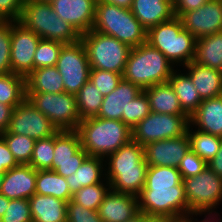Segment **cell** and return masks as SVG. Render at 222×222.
<instances>
[{
    "label": "cell",
    "mask_w": 222,
    "mask_h": 222,
    "mask_svg": "<svg viewBox=\"0 0 222 222\" xmlns=\"http://www.w3.org/2000/svg\"><path fill=\"white\" fill-rule=\"evenodd\" d=\"M104 160L105 178L111 190L138 196L145 186L148 170L144 146L131 140Z\"/></svg>",
    "instance_id": "obj_1"
},
{
    "label": "cell",
    "mask_w": 222,
    "mask_h": 222,
    "mask_svg": "<svg viewBox=\"0 0 222 222\" xmlns=\"http://www.w3.org/2000/svg\"><path fill=\"white\" fill-rule=\"evenodd\" d=\"M89 156L106 158L132 140V129L123 121L89 117L76 130Z\"/></svg>",
    "instance_id": "obj_2"
},
{
    "label": "cell",
    "mask_w": 222,
    "mask_h": 222,
    "mask_svg": "<svg viewBox=\"0 0 222 222\" xmlns=\"http://www.w3.org/2000/svg\"><path fill=\"white\" fill-rule=\"evenodd\" d=\"M174 67L164 54L146 42L131 49L122 77L144 90L167 82Z\"/></svg>",
    "instance_id": "obj_3"
},
{
    "label": "cell",
    "mask_w": 222,
    "mask_h": 222,
    "mask_svg": "<svg viewBox=\"0 0 222 222\" xmlns=\"http://www.w3.org/2000/svg\"><path fill=\"white\" fill-rule=\"evenodd\" d=\"M146 42L164 54L174 66L183 67L194 60L196 38L184 30L176 16L148 29Z\"/></svg>",
    "instance_id": "obj_4"
},
{
    "label": "cell",
    "mask_w": 222,
    "mask_h": 222,
    "mask_svg": "<svg viewBox=\"0 0 222 222\" xmlns=\"http://www.w3.org/2000/svg\"><path fill=\"white\" fill-rule=\"evenodd\" d=\"M19 22L42 39L62 44L81 39L77 30L54 12L51 3L25 0Z\"/></svg>",
    "instance_id": "obj_5"
},
{
    "label": "cell",
    "mask_w": 222,
    "mask_h": 222,
    "mask_svg": "<svg viewBox=\"0 0 222 222\" xmlns=\"http://www.w3.org/2000/svg\"><path fill=\"white\" fill-rule=\"evenodd\" d=\"M92 30L115 37L131 48L146 43L147 30L135 18L131 9L105 2L96 3Z\"/></svg>",
    "instance_id": "obj_6"
},
{
    "label": "cell",
    "mask_w": 222,
    "mask_h": 222,
    "mask_svg": "<svg viewBox=\"0 0 222 222\" xmlns=\"http://www.w3.org/2000/svg\"><path fill=\"white\" fill-rule=\"evenodd\" d=\"M91 68L122 74L131 47L115 37L90 30L81 35Z\"/></svg>",
    "instance_id": "obj_7"
},
{
    "label": "cell",
    "mask_w": 222,
    "mask_h": 222,
    "mask_svg": "<svg viewBox=\"0 0 222 222\" xmlns=\"http://www.w3.org/2000/svg\"><path fill=\"white\" fill-rule=\"evenodd\" d=\"M139 211L147 216L169 217L177 221L188 214L184 186L143 188L138 195Z\"/></svg>",
    "instance_id": "obj_8"
},
{
    "label": "cell",
    "mask_w": 222,
    "mask_h": 222,
    "mask_svg": "<svg viewBox=\"0 0 222 222\" xmlns=\"http://www.w3.org/2000/svg\"><path fill=\"white\" fill-rule=\"evenodd\" d=\"M26 98L43 113L58 131H75L81 121L76 95L63 93H26Z\"/></svg>",
    "instance_id": "obj_9"
},
{
    "label": "cell",
    "mask_w": 222,
    "mask_h": 222,
    "mask_svg": "<svg viewBox=\"0 0 222 222\" xmlns=\"http://www.w3.org/2000/svg\"><path fill=\"white\" fill-rule=\"evenodd\" d=\"M189 212H214L222 202V177L208 166L196 176L183 178Z\"/></svg>",
    "instance_id": "obj_10"
},
{
    "label": "cell",
    "mask_w": 222,
    "mask_h": 222,
    "mask_svg": "<svg viewBox=\"0 0 222 222\" xmlns=\"http://www.w3.org/2000/svg\"><path fill=\"white\" fill-rule=\"evenodd\" d=\"M188 115H171L150 112L132 128V140L142 146L167 138L182 137L189 127Z\"/></svg>",
    "instance_id": "obj_11"
},
{
    "label": "cell",
    "mask_w": 222,
    "mask_h": 222,
    "mask_svg": "<svg viewBox=\"0 0 222 222\" xmlns=\"http://www.w3.org/2000/svg\"><path fill=\"white\" fill-rule=\"evenodd\" d=\"M55 67L60 72L65 92L76 95L90 77V64L81 40L64 44Z\"/></svg>",
    "instance_id": "obj_12"
},
{
    "label": "cell",
    "mask_w": 222,
    "mask_h": 222,
    "mask_svg": "<svg viewBox=\"0 0 222 222\" xmlns=\"http://www.w3.org/2000/svg\"><path fill=\"white\" fill-rule=\"evenodd\" d=\"M9 133L25 135L34 140L45 139L54 135L58 130L51 121L26 98L12 112Z\"/></svg>",
    "instance_id": "obj_13"
},
{
    "label": "cell",
    "mask_w": 222,
    "mask_h": 222,
    "mask_svg": "<svg viewBox=\"0 0 222 222\" xmlns=\"http://www.w3.org/2000/svg\"><path fill=\"white\" fill-rule=\"evenodd\" d=\"M40 39L19 21H12L10 51L12 73L26 78L34 70V53Z\"/></svg>",
    "instance_id": "obj_14"
},
{
    "label": "cell",
    "mask_w": 222,
    "mask_h": 222,
    "mask_svg": "<svg viewBox=\"0 0 222 222\" xmlns=\"http://www.w3.org/2000/svg\"><path fill=\"white\" fill-rule=\"evenodd\" d=\"M184 30L196 39L222 32V0H209L196 10L178 17Z\"/></svg>",
    "instance_id": "obj_15"
},
{
    "label": "cell",
    "mask_w": 222,
    "mask_h": 222,
    "mask_svg": "<svg viewBox=\"0 0 222 222\" xmlns=\"http://www.w3.org/2000/svg\"><path fill=\"white\" fill-rule=\"evenodd\" d=\"M144 149L145 159L149 166L178 168L182 158L190 150V139L186 133L182 137L151 142L144 146Z\"/></svg>",
    "instance_id": "obj_16"
},
{
    "label": "cell",
    "mask_w": 222,
    "mask_h": 222,
    "mask_svg": "<svg viewBox=\"0 0 222 222\" xmlns=\"http://www.w3.org/2000/svg\"><path fill=\"white\" fill-rule=\"evenodd\" d=\"M96 0H53L54 12L82 35L90 31L95 21Z\"/></svg>",
    "instance_id": "obj_17"
},
{
    "label": "cell",
    "mask_w": 222,
    "mask_h": 222,
    "mask_svg": "<svg viewBox=\"0 0 222 222\" xmlns=\"http://www.w3.org/2000/svg\"><path fill=\"white\" fill-rule=\"evenodd\" d=\"M37 170L19 164L4 173L0 193L9 200L29 199L35 194Z\"/></svg>",
    "instance_id": "obj_18"
},
{
    "label": "cell",
    "mask_w": 222,
    "mask_h": 222,
    "mask_svg": "<svg viewBox=\"0 0 222 222\" xmlns=\"http://www.w3.org/2000/svg\"><path fill=\"white\" fill-rule=\"evenodd\" d=\"M97 212L103 222H127L140 213L138 196L110 190Z\"/></svg>",
    "instance_id": "obj_19"
},
{
    "label": "cell",
    "mask_w": 222,
    "mask_h": 222,
    "mask_svg": "<svg viewBox=\"0 0 222 222\" xmlns=\"http://www.w3.org/2000/svg\"><path fill=\"white\" fill-rule=\"evenodd\" d=\"M142 91L139 86L122 78L118 86L103 97L100 111L96 117L122 121V115H127L129 102Z\"/></svg>",
    "instance_id": "obj_20"
},
{
    "label": "cell",
    "mask_w": 222,
    "mask_h": 222,
    "mask_svg": "<svg viewBox=\"0 0 222 222\" xmlns=\"http://www.w3.org/2000/svg\"><path fill=\"white\" fill-rule=\"evenodd\" d=\"M130 9L146 30L175 16L173 0H133Z\"/></svg>",
    "instance_id": "obj_21"
},
{
    "label": "cell",
    "mask_w": 222,
    "mask_h": 222,
    "mask_svg": "<svg viewBox=\"0 0 222 222\" xmlns=\"http://www.w3.org/2000/svg\"><path fill=\"white\" fill-rule=\"evenodd\" d=\"M189 122L196 130L222 137V95L202 100Z\"/></svg>",
    "instance_id": "obj_22"
},
{
    "label": "cell",
    "mask_w": 222,
    "mask_h": 222,
    "mask_svg": "<svg viewBox=\"0 0 222 222\" xmlns=\"http://www.w3.org/2000/svg\"><path fill=\"white\" fill-rule=\"evenodd\" d=\"M200 94L202 100L222 95V72L194 61L183 66Z\"/></svg>",
    "instance_id": "obj_23"
},
{
    "label": "cell",
    "mask_w": 222,
    "mask_h": 222,
    "mask_svg": "<svg viewBox=\"0 0 222 222\" xmlns=\"http://www.w3.org/2000/svg\"><path fill=\"white\" fill-rule=\"evenodd\" d=\"M33 222H67V203L62 199L35 193L29 198Z\"/></svg>",
    "instance_id": "obj_24"
},
{
    "label": "cell",
    "mask_w": 222,
    "mask_h": 222,
    "mask_svg": "<svg viewBox=\"0 0 222 222\" xmlns=\"http://www.w3.org/2000/svg\"><path fill=\"white\" fill-rule=\"evenodd\" d=\"M88 153L81 146V139L75 131H57L54 134L52 163L84 162Z\"/></svg>",
    "instance_id": "obj_25"
},
{
    "label": "cell",
    "mask_w": 222,
    "mask_h": 222,
    "mask_svg": "<svg viewBox=\"0 0 222 222\" xmlns=\"http://www.w3.org/2000/svg\"><path fill=\"white\" fill-rule=\"evenodd\" d=\"M150 103L151 112L171 115H187L169 81L155 84L143 90Z\"/></svg>",
    "instance_id": "obj_26"
},
{
    "label": "cell",
    "mask_w": 222,
    "mask_h": 222,
    "mask_svg": "<svg viewBox=\"0 0 222 222\" xmlns=\"http://www.w3.org/2000/svg\"><path fill=\"white\" fill-rule=\"evenodd\" d=\"M104 179V158L88 156L77 171L66 178V182L69 185L71 194L74 195L80 188L101 183Z\"/></svg>",
    "instance_id": "obj_27"
},
{
    "label": "cell",
    "mask_w": 222,
    "mask_h": 222,
    "mask_svg": "<svg viewBox=\"0 0 222 222\" xmlns=\"http://www.w3.org/2000/svg\"><path fill=\"white\" fill-rule=\"evenodd\" d=\"M65 92L60 72L55 66L33 70L26 77V93Z\"/></svg>",
    "instance_id": "obj_28"
},
{
    "label": "cell",
    "mask_w": 222,
    "mask_h": 222,
    "mask_svg": "<svg viewBox=\"0 0 222 222\" xmlns=\"http://www.w3.org/2000/svg\"><path fill=\"white\" fill-rule=\"evenodd\" d=\"M178 69L172 72L169 82L177 95L183 111L190 117L199 107L202 99L195 88L192 79L186 73L178 72Z\"/></svg>",
    "instance_id": "obj_29"
},
{
    "label": "cell",
    "mask_w": 222,
    "mask_h": 222,
    "mask_svg": "<svg viewBox=\"0 0 222 222\" xmlns=\"http://www.w3.org/2000/svg\"><path fill=\"white\" fill-rule=\"evenodd\" d=\"M194 62L221 70L222 32L196 39Z\"/></svg>",
    "instance_id": "obj_30"
},
{
    "label": "cell",
    "mask_w": 222,
    "mask_h": 222,
    "mask_svg": "<svg viewBox=\"0 0 222 222\" xmlns=\"http://www.w3.org/2000/svg\"><path fill=\"white\" fill-rule=\"evenodd\" d=\"M35 193L53 196L66 202L73 197L66 178L51 170H37Z\"/></svg>",
    "instance_id": "obj_31"
},
{
    "label": "cell",
    "mask_w": 222,
    "mask_h": 222,
    "mask_svg": "<svg viewBox=\"0 0 222 222\" xmlns=\"http://www.w3.org/2000/svg\"><path fill=\"white\" fill-rule=\"evenodd\" d=\"M26 99V78L10 73L0 77V102L13 109Z\"/></svg>",
    "instance_id": "obj_32"
},
{
    "label": "cell",
    "mask_w": 222,
    "mask_h": 222,
    "mask_svg": "<svg viewBox=\"0 0 222 222\" xmlns=\"http://www.w3.org/2000/svg\"><path fill=\"white\" fill-rule=\"evenodd\" d=\"M192 128L189 124L187 133L190 139V149L195 152L201 159L208 163L218 152L222 137L201 132Z\"/></svg>",
    "instance_id": "obj_33"
},
{
    "label": "cell",
    "mask_w": 222,
    "mask_h": 222,
    "mask_svg": "<svg viewBox=\"0 0 222 222\" xmlns=\"http://www.w3.org/2000/svg\"><path fill=\"white\" fill-rule=\"evenodd\" d=\"M103 95L95 87L92 81L88 80L76 94L77 109L80 119L83 120L89 117L98 115Z\"/></svg>",
    "instance_id": "obj_34"
},
{
    "label": "cell",
    "mask_w": 222,
    "mask_h": 222,
    "mask_svg": "<svg viewBox=\"0 0 222 222\" xmlns=\"http://www.w3.org/2000/svg\"><path fill=\"white\" fill-rule=\"evenodd\" d=\"M182 182L177 167L149 166L143 188H170Z\"/></svg>",
    "instance_id": "obj_35"
},
{
    "label": "cell",
    "mask_w": 222,
    "mask_h": 222,
    "mask_svg": "<svg viewBox=\"0 0 222 222\" xmlns=\"http://www.w3.org/2000/svg\"><path fill=\"white\" fill-rule=\"evenodd\" d=\"M110 190V182L105 178L101 183L80 188L72 200L86 209L97 211Z\"/></svg>",
    "instance_id": "obj_36"
},
{
    "label": "cell",
    "mask_w": 222,
    "mask_h": 222,
    "mask_svg": "<svg viewBox=\"0 0 222 222\" xmlns=\"http://www.w3.org/2000/svg\"><path fill=\"white\" fill-rule=\"evenodd\" d=\"M18 164L29 165L36 140L25 135L9 133L0 134Z\"/></svg>",
    "instance_id": "obj_37"
},
{
    "label": "cell",
    "mask_w": 222,
    "mask_h": 222,
    "mask_svg": "<svg viewBox=\"0 0 222 222\" xmlns=\"http://www.w3.org/2000/svg\"><path fill=\"white\" fill-rule=\"evenodd\" d=\"M63 45L60 42L41 38L34 53V70L55 66Z\"/></svg>",
    "instance_id": "obj_38"
},
{
    "label": "cell",
    "mask_w": 222,
    "mask_h": 222,
    "mask_svg": "<svg viewBox=\"0 0 222 222\" xmlns=\"http://www.w3.org/2000/svg\"><path fill=\"white\" fill-rule=\"evenodd\" d=\"M54 153V135L36 140L30 166L36 170H51Z\"/></svg>",
    "instance_id": "obj_39"
},
{
    "label": "cell",
    "mask_w": 222,
    "mask_h": 222,
    "mask_svg": "<svg viewBox=\"0 0 222 222\" xmlns=\"http://www.w3.org/2000/svg\"><path fill=\"white\" fill-rule=\"evenodd\" d=\"M150 112L149 99L146 93L142 91L135 99L129 102L127 115H122V121L132 129Z\"/></svg>",
    "instance_id": "obj_40"
},
{
    "label": "cell",
    "mask_w": 222,
    "mask_h": 222,
    "mask_svg": "<svg viewBox=\"0 0 222 222\" xmlns=\"http://www.w3.org/2000/svg\"><path fill=\"white\" fill-rule=\"evenodd\" d=\"M12 21L0 22V74L12 73L10 51H11Z\"/></svg>",
    "instance_id": "obj_41"
},
{
    "label": "cell",
    "mask_w": 222,
    "mask_h": 222,
    "mask_svg": "<svg viewBox=\"0 0 222 222\" xmlns=\"http://www.w3.org/2000/svg\"><path fill=\"white\" fill-rule=\"evenodd\" d=\"M122 74L91 68L89 80L103 96L111 93L122 79Z\"/></svg>",
    "instance_id": "obj_42"
},
{
    "label": "cell",
    "mask_w": 222,
    "mask_h": 222,
    "mask_svg": "<svg viewBox=\"0 0 222 222\" xmlns=\"http://www.w3.org/2000/svg\"><path fill=\"white\" fill-rule=\"evenodd\" d=\"M2 222H33L29 199L10 200Z\"/></svg>",
    "instance_id": "obj_43"
},
{
    "label": "cell",
    "mask_w": 222,
    "mask_h": 222,
    "mask_svg": "<svg viewBox=\"0 0 222 222\" xmlns=\"http://www.w3.org/2000/svg\"><path fill=\"white\" fill-rule=\"evenodd\" d=\"M205 167H207V163L190 149L182 158L178 170L183 179L198 175Z\"/></svg>",
    "instance_id": "obj_44"
},
{
    "label": "cell",
    "mask_w": 222,
    "mask_h": 222,
    "mask_svg": "<svg viewBox=\"0 0 222 222\" xmlns=\"http://www.w3.org/2000/svg\"><path fill=\"white\" fill-rule=\"evenodd\" d=\"M67 222H103L98 212L84 208L72 199L67 203Z\"/></svg>",
    "instance_id": "obj_45"
},
{
    "label": "cell",
    "mask_w": 222,
    "mask_h": 222,
    "mask_svg": "<svg viewBox=\"0 0 222 222\" xmlns=\"http://www.w3.org/2000/svg\"><path fill=\"white\" fill-rule=\"evenodd\" d=\"M25 0H0V21H19Z\"/></svg>",
    "instance_id": "obj_46"
},
{
    "label": "cell",
    "mask_w": 222,
    "mask_h": 222,
    "mask_svg": "<svg viewBox=\"0 0 222 222\" xmlns=\"http://www.w3.org/2000/svg\"><path fill=\"white\" fill-rule=\"evenodd\" d=\"M18 165L4 138L0 135V172H6Z\"/></svg>",
    "instance_id": "obj_47"
},
{
    "label": "cell",
    "mask_w": 222,
    "mask_h": 222,
    "mask_svg": "<svg viewBox=\"0 0 222 222\" xmlns=\"http://www.w3.org/2000/svg\"><path fill=\"white\" fill-rule=\"evenodd\" d=\"M209 0H173V11L176 17L182 13L196 10Z\"/></svg>",
    "instance_id": "obj_48"
},
{
    "label": "cell",
    "mask_w": 222,
    "mask_h": 222,
    "mask_svg": "<svg viewBox=\"0 0 222 222\" xmlns=\"http://www.w3.org/2000/svg\"><path fill=\"white\" fill-rule=\"evenodd\" d=\"M83 162L52 163L51 171L67 178L75 173Z\"/></svg>",
    "instance_id": "obj_49"
},
{
    "label": "cell",
    "mask_w": 222,
    "mask_h": 222,
    "mask_svg": "<svg viewBox=\"0 0 222 222\" xmlns=\"http://www.w3.org/2000/svg\"><path fill=\"white\" fill-rule=\"evenodd\" d=\"M13 108L0 102V134L6 132L9 124Z\"/></svg>",
    "instance_id": "obj_50"
},
{
    "label": "cell",
    "mask_w": 222,
    "mask_h": 222,
    "mask_svg": "<svg viewBox=\"0 0 222 222\" xmlns=\"http://www.w3.org/2000/svg\"><path fill=\"white\" fill-rule=\"evenodd\" d=\"M207 166L222 177V142L216 155L207 163Z\"/></svg>",
    "instance_id": "obj_51"
},
{
    "label": "cell",
    "mask_w": 222,
    "mask_h": 222,
    "mask_svg": "<svg viewBox=\"0 0 222 222\" xmlns=\"http://www.w3.org/2000/svg\"><path fill=\"white\" fill-rule=\"evenodd\" d=\"M204 213V214H203ZM207 213V216L209 215V217H207V216H204L205 218L203 219V220H200V221H198L197 219H195L194 217L196 216L197 217V215H199V216H201V214L202 215H205ZM210 215H212V216H210ZM194 216V217H193ZM192 217V218H191ZM215 216L213 215V213L212 212H189L183 219H182V221L183 222H214L213 220L214 219H212V218H214ZM212 219V220H211Z\"/></svg>",
    "instance_id": "obj_52"
},
{
    "label": "cell",
    "mask_w": 222,
    "mask_h": 222,
    "mask_svg": "<svg viewBox=\"0 0 222 222\" xmlns=\"http://www.w3.org/2000/svg\"><path fill=\"white\" fill-rule=\"evenodd\" d=\"M96 1L105 2L108 4L116 5L127 9H130L133 4V0H96Z\"/></svg>",
    "instance_id": "obj_53"
},
{
    "label": "cell",
    "mask_w": 222,
    "mask_h": 222,
    "mask_svg": "<svg viewBox=\"0 0 222 222\" xmlns=\"http://www.w3.org/2000/svg\"><path fill=\"white\" fill-rule=\"evenodd\" d=\"M144 222H178L169 217L147 216L144 214Z\"/></svg>",
    "instance_id": "obj_54"
},
{
    "label": "cell",
    "mask_w": 222,
    "mask_h": 222,
    "mask_svg": "<svg viewBox=\"0 0 222 222\" xmlns=\"http://www.w3.org/2000/svg\"><path fill=\"white\" fill-rule=\"evenodd\" d=\"M9 199L0 193V216H3L9 206Z\"/></svg>",
    "instance_id": "obj_55"
},
{
    "label": "cell",
    "mask_w": 222,
    "mask_h": 222,
    "mask_svg": "<svg viewBox=\"0 0 222 222\" xmlns=\"http://www.w3.org/2000/svg\"><path fill=\"white\" fill-rule=\"evenodd\" d=\"M127 222H144V213L140 212L138 215H136L131 220H128Z\"/></svg>",
    "instance_id": "obj_56"
},
{
    "label": "cell",
    "mask_w": 222,
    "mask_h": 222,
    "mask_svg": "<svg viewBox=\"0 0 222 222\" xmlns=\"http://www.w3.org/2000/svg\"><path fill=\"white\" fill-rule=\"evenodd\" d=\"M4 173L5 172H0V189H1V185H2L3 179H4Z\"/></svg>",
    "instance_id": "obj_57"
},
{
    "label": "cell",
    "mask_w": 222,
    "mask_h": 222,
    "mask_svg": "<svg viewBox=\"0 0 222 222\" xmlns=\"http://www.w3.org/2000/svg\"><path fill=\"white\" fill-rule=\"evenodd\" d=\"M36 1H41V2H46V3H51L53 0H36Z\"/></svg>",
    "instance_id": "obj_58"
}]
</instances>
